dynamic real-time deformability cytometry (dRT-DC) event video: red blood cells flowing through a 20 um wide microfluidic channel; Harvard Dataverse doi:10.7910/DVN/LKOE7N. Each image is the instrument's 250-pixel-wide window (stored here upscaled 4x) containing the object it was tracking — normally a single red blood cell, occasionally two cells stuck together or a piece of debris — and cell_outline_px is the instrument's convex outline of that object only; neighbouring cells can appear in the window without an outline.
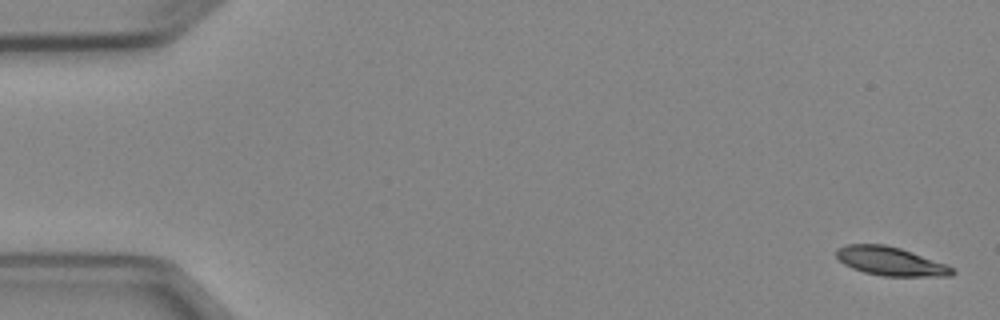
{"species": "Egyptian fruit bat (a non-hibernating species)", "species_latin": "Rousettus aegyptiacus", "temperature_condition": "cold", "stored_images_in_passage": 4, "camera_frame_rate_fps": 3000, "um_per_image_px": 0.085, "animal": {"sex": "female"}, "frame": {"image": 1, "passage_image": 1, "time_ms": 0.0, "image_size_px": [1000, 320], "cell_outline_px": [[956, 272], [952, 276], [884, 276], [864, 272], [852, 268], [844, 264], [836, 256], [836, 248], [848, 244], [884, 244], [900, 248], [948, 264]], "centroid_in_image_um": [75.71, 22.2], "position_along_channel_um": 9.3, "area_um2": 19.42}}
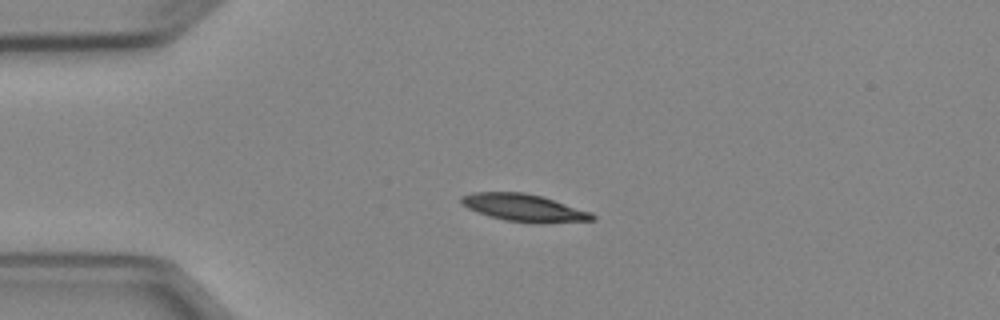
{"frame": {"image": 2, "passage_image": 4, "time_ms": 3.667, "image_size_px": [1000, 320], "cell_outline_px": [[596, 220], [504, 220], [488, 216], [468, 208], [460, 200], [460, 196], [472, 192], [524, 192], [544, 196], [592, 212], [596, 216]], "centroid_in_image_um": [44.47, 17.59], "position_along_channel_um": 40.5, "area_um2": 19.94}}